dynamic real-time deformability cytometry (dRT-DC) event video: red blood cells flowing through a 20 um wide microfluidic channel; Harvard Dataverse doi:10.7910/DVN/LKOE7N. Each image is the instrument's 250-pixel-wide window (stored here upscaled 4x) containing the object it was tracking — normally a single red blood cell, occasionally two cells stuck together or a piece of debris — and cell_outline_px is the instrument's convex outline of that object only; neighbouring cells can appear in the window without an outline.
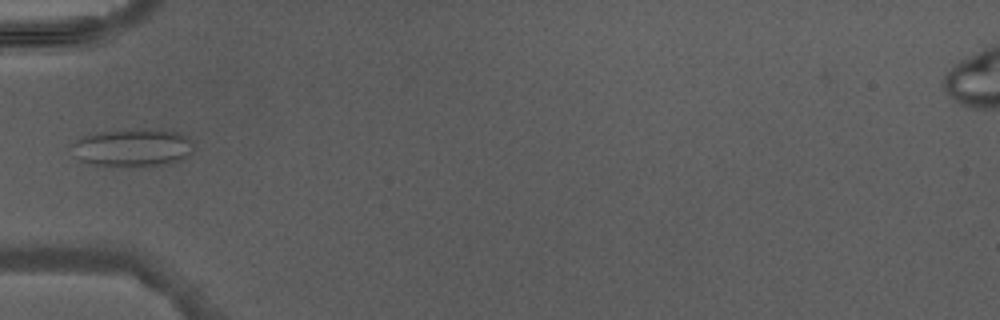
{"species": "Egyptian fruit bat (a non-hibernating species)", "species_latin": "Rousettus aegyptiacus", "temperature_condition": "warm", "stored_images_in_passage": 3, "camera_frame_rate_fps": 3000, "um_per_image_px": 0.085, "animal": {"sex": "male"}, "frame": {"image": 1, "passage_image": 3, "time_ms": 2.333, "image_size_px": [1000, 320], "cell_outline_px": [[192, 152], [180, 160], [172, 164], [152, 168], [140, 168], [92, 164], [80, 160], [72, 156], [68, 148], [80, 136], [96, 132], [144, 128], [164, 128], [180, 132], [188, 136], [192, 140]], "centroid_in_image_um": [11.28, 12.56], "position_along_channel_um": 73.7, "area_um2": 28.44}}